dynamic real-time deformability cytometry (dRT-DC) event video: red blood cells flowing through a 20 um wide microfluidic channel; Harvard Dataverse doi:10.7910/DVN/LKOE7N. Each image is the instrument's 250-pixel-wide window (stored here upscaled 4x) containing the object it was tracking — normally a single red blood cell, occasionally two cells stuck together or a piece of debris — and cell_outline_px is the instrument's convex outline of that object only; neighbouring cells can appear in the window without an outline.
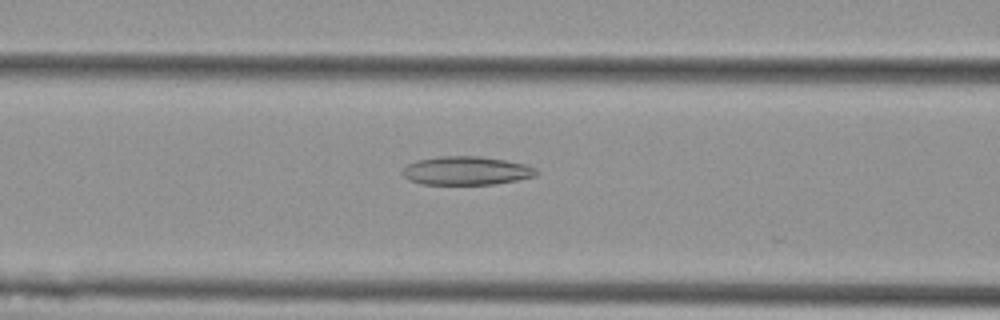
{"species": "Egyptian fruit bat (a non-hibernating species)", "species_latin": "Rousettus aegyptiacus", "temperature_condition": "cold", "stored_images_in_passage": 43, "camera_frame_rate_fps": 3000, "um_per_image_px": 0.085, "animal": {"sex": "female"}, "frame": {"image": 1, "passage_image": 11, "time_ms": 3.333, "image_size_px": [1000, 320], "cell_outline_px": [[540, 172], [536, 176], [496, 184], [420, 184], [408, 180], [404, 176], [404, 168], [408, 164], [416, 160], [436, 156], [480, 156], [528, 164], [536, 168]], "centroid_in_image_um": [39.67, 14.5], "position_along_channel_um": 126.9, "area_um2": 22.43}}
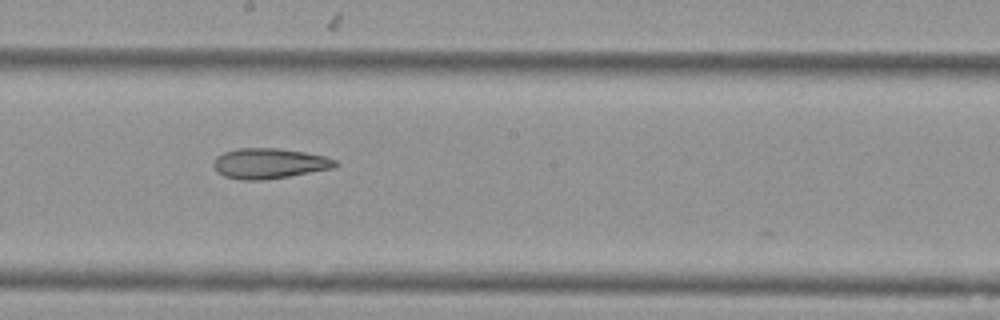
{"frame": {"image": 2, "passage_image": 19, "time_ms": 6.0, "image_size_px": [1000, 320], "cell_outline_px": [[340, 164], [332, 168], [288, 176], [264, 180], [240, 180], [224, 176], [216, 172], [212, 164], [216, 156], [224, 152], [236, 148], [276, 148], [304, 152], [324, 156], [336, 160]], "centroid_in_image_um": [22.84, 13.89], "position_along_channel_um": 225.4, "area_um2": 21.56}}
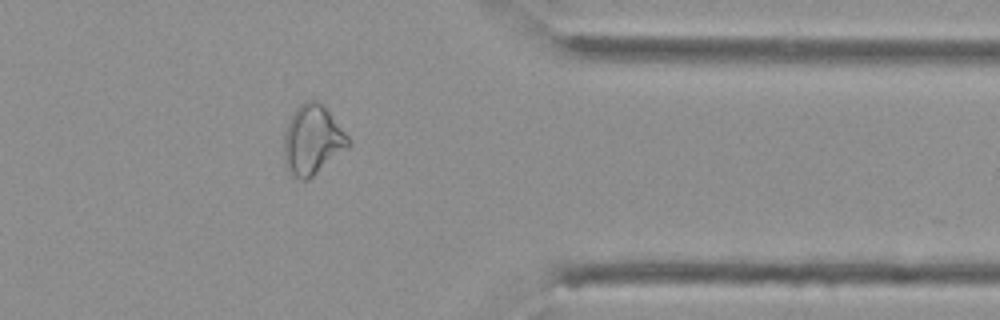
{"frame": {"image": 3, "passage_image": 33, "time_ms": 10.667, "image_size_px": [1000, 320], "cell_outline_px": [[348, 144], [308, 180], [300, 180], [292, 176], [288, 172], [284, 164], [284, 128], [288, 120], [296, 108], [304, 100], [316, 100], [328, 112], [348, 136]], "centroid_in_image_um": [26.46, 11.89], "position_along_channel_um": 384.9, "area_um2": 25.43}, "authors_computed_cell_mechanics": {"area_um2": 23.5824, "velocity_mm_per_s": 3.7015, "shape_relaxation_time_tau1_ms": null, "shape_relaxation_time_tau2_ms": 6.559, "deformation_change_tau1": null, "deformation_change_tau2": 0.1706}}